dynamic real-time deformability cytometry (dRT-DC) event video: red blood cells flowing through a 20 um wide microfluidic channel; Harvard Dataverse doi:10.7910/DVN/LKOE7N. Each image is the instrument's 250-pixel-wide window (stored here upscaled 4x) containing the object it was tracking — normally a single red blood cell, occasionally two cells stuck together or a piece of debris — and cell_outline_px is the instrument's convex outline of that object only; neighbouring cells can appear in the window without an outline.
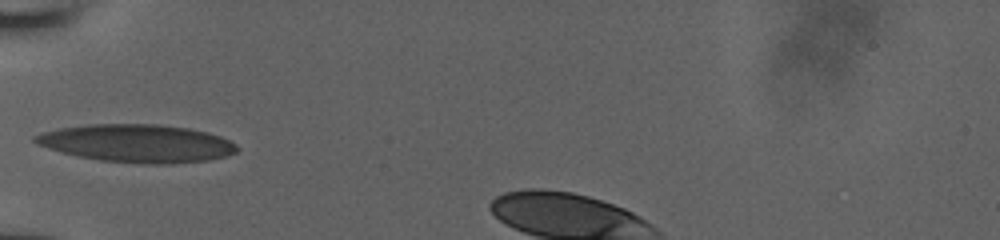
{"species": "human", "species_latin": "Homo sapiens", "temperature_condition": "room temperature", "stored_images_in_passage": 26, "camera_frame_rate_fps": 3000, "um_per_image_px": 0.085, "donor": {"sex": "male"}, "frame": {"image": 1, "passage_image": 1, "time_ms": 0.0, "image_size_px": [1000, 240], "cell_outline_px": [[240, 148], [236, 152], [228, 156], [208, 160], [168, 164], [144, 164], [100, 160], [76, 156], [60, 152], [36, 144], [32, 140], [32, 136], [44, 132], [60, 128], [88, 124], [160, 124], [188, 128], [208, 132], [220, 136], [236, 144]], "centroid_in_image_um": [11.65, 12.18], "position_along_channel_um": 73.3, "area_um2": 44.85}}
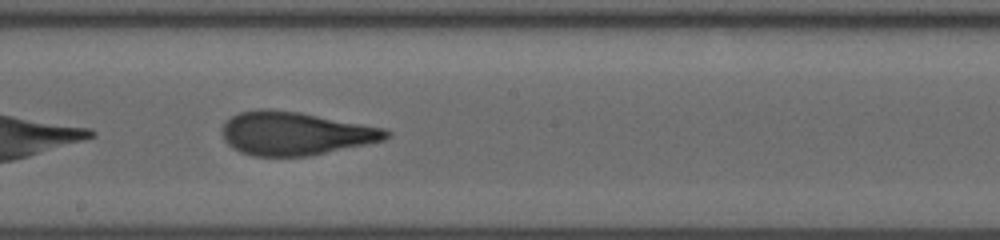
{"frame": {"image": 2, "passage_image": 12, "time_ms": 3.667, "image_size_px": [1000, 240], "cell_outline_px": [[392, 132], [384, 140], [368, 144], [312, 156], [252, 156], [240, 152], [232, 148], [224, 140], [224, 120], [240, 112], [260, 108], [268, 108], [300, 112], [384, 128]], "centroid_in_image_um": [25.09, 11.34], "position_along_channel_um": 223.1, "area_um2": 41.62}}
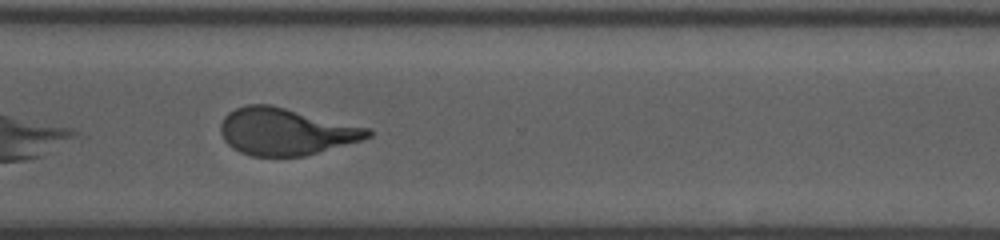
{"frame": {"image": 3, "passage_image": 21, "time_ms": 6.667, "image_size_px": [1000, 240], "cell_outline_px": [[372, 136], [364, 140], [304, 156], [252, 156], [240, 152], [232, 148], [224, 140], [220, 132], [220, 124], [224, 116], [228, 112], [236, 108], [248, 104], [272, 104], [372, 128]], "centroid_in_image_um": [24.32, 11.17], "position_along_channel_um": 346.3, "area_um2": 40.86}}